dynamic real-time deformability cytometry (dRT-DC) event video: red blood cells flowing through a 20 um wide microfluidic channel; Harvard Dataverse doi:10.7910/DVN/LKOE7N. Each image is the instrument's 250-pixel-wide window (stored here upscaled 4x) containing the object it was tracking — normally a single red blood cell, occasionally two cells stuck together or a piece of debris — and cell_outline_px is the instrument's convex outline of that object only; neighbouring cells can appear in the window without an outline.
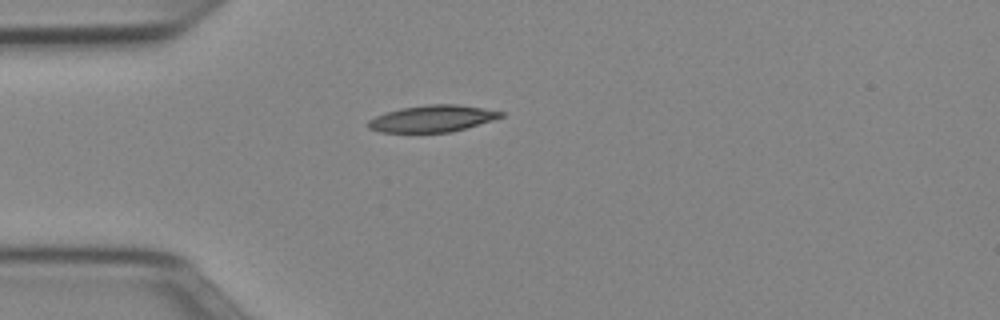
{"species": "Egyptian fruit bat (a non-hibernating species)", "species_latin": "Rousettus aegyptiacus", "temperature_condition": "cold", "stored_images_in_passage": 38, "camera_frame_rate_fps": 3000, "um_per_image_px": 0.085, "animal": {"sex": "female"}, "frame": {"image": 1, "passage_image": 1, "time_ms": 0.0, "image_size_px": [1000, 320], "cell_outline_px": [[504, 116], [492, 120], [452, 132], [380, 132], [368, 128], [368, 120], [384, 112], [404, 108], [428, 104], [456, 104], [504, 112]], "centroid_in_image_um": [36.72, 10.08], "position_along_channel_um": 48.3, "area_um2": 20.4}}
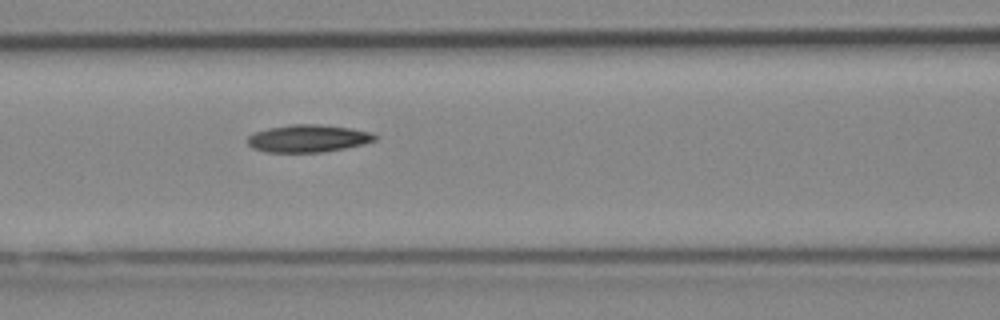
{"frame": {"image": 2, "passage_image": 9, "time_ms": 2.667, "image_size_px": [1000, 320], "cell_outline_px": [[380, 136], [376, 140], [364, 144], [324, 152], [264, 152], [252, 148], [244, 140], [248, 136], [256, 132], [268, 128], [292, 124], [316, 124], [352, 128], [368, 132]], "centroid_in_image_um": [26.17, 11.77], "position_along_channel_um": 140.4, "area_um2": 20.52}}
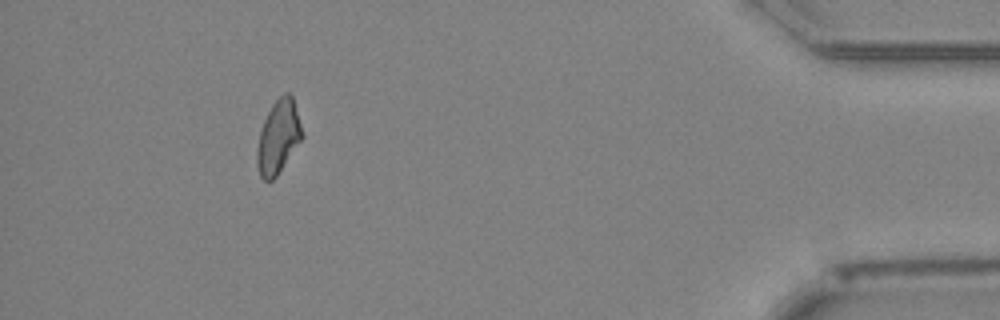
{"frame": {"image": 3, "passage_image": 34, "time_ms": 11.0, "image_size_px": [1000, 320], "cell_outline_px": [[304, 136], [276, 176], [272, 180], [264, 180], [260, 176], [256, 164], [256, 152], [260, 132], [264, 120], [272, 104], [284, 92], [288, 92], [292, 96], [304, 132]], "centroid_in_image_um": [23.66, 11.63], "position_along_channel_um": 411.5, "area_um2": 19.19}, "authors_computed_cell_mechanics": {"area_um2": 19.5364, "velocity_mm_per_s": 3.9609, "shape_relaxation_time_tau1_ms": 9.6115, "shape_relaxation_time_tau2_ms": 8.1183, "deformation_change_tau1": 0.2021, "deformation_change_tau2": 0.167}}